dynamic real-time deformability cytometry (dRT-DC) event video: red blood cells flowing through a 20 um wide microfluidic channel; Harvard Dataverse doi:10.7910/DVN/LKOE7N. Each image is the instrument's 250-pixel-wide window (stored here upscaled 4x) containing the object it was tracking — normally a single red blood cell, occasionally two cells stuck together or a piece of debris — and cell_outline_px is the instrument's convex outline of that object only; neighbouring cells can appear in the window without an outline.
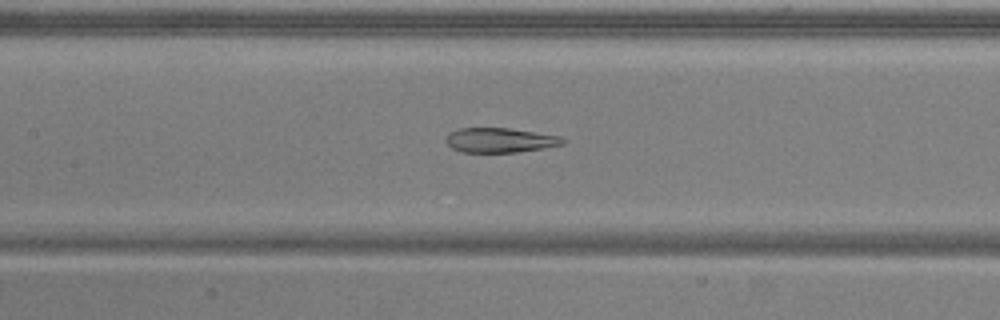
{"species": "common noctule bat (a hibernating species)", "species_latin": "Nyctalus noctula", "temperature_condition": "warm", "stored_images_in_passage": 43, "camera_frame_rate_fps": 3000, "um_per_image_px": 0.085, "animal": {"sex": "male", "body_mass_g": 20.5, "forearm_length_mm": 52.5}, "frame": {"image": 1, "passage_image": 14, "time_ms": 4.333, "image_size_px": [1000, 320], "cell_outline_px": [[564, 144], [516, 152], [460, 152], [452, 148], [444, 140], [452, 132], [460, 128], [508, 128], [560, 136], [564, 140]], "centroid_in_image_um": [42.47, 11.92], "position_along_channel_um": 164.9, "area_um2": 16.47}}
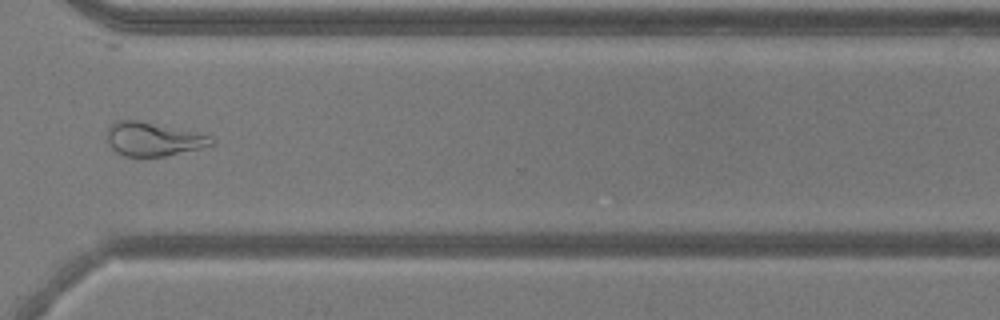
{"frame": {"image": 2, "passage_image": 29, "time_ms": 9.333, "image_size_px": [1000, 320], "cell_outline_px": [[216, 144], [200, 148], [164, 156], [124, 156], [116, 152], [108, 144], [108, 124], [116, 120], [140, 120], [212, 136], [216, 140]], "centroid_in_image_um": [13.02, 11.81], "position_along_channel_um": 357.6, "area_um2": 20.52}}
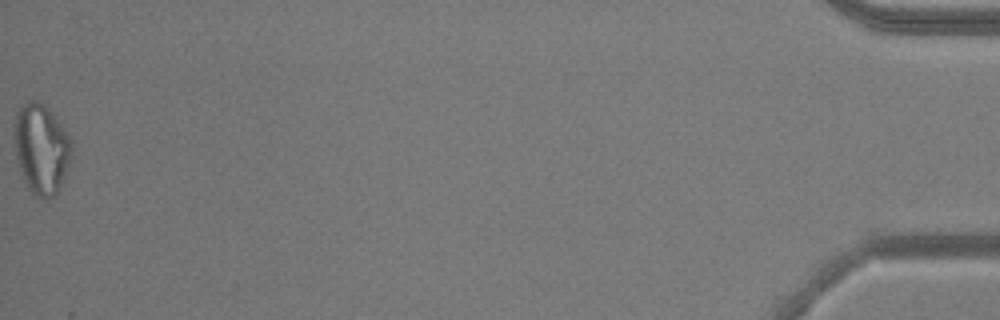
{"frame": {"image": 3, "passage_image": 43, "time_ms": 14.0, "image_size_px": [1000, 320], "cell_outline_px": [[72, 156], [56, 196], [40, 200], [32, 196], [20, 172], [16, 160], [12, 132], [16, 112], [28, 100], [36, 100], [48, 108], [64, 128], [72, 144]], "centroid_in_image_um": [3.47, 12.68], "position_along_channel_um": 431.7, "area_um2": 30.63}, "authors_computed_cell_mechanics": {"area_um2": 20.2878, "velocity_mm_per_s": 3.8739, "shape_relaxation_time_tau1_ms": null, "shape_relaxation_time_tau2_ms": 4.3011, "deformation_change_tau1": null, "deformation_change_tau2": 0.1151}}